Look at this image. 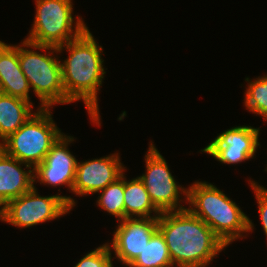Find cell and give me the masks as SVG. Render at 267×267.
I'll return each mask as SVG.
<instances>
[{"instance_id": "1", "label": "cell", "mask_w": 267, "mask_h": 267, "mask_svg": "<svg viewBox=\"0 0 267 267\" xmlns=\"http://www.w3.org/2000/svg\"><path fill=\"white\" fill-rule=\"evenodd\" d=\"M87 28L77 38L57 47L60 54L69 52L61 63L62 83L66 93V103L82 100L92 123L101 125L98 92L107 69L102 58L103 48L99 46Z\"/></svg>"}, {"instance_id": "2", "label": "cell", "mask_w": 267, "mask_h": 267, "mask_svg": "<svg viewBox=\"0 0 267 267\" xmlns=\"http://www.w3.org/2000/svg\"><path fill=\"white\" fill-rule=\"evenodd\" d=\"M158 230L174 267H207L227 247L200 218L186 209L162 212Z\"/></svg>"}, {"instance_id": "3", "label": "cell", "mask_w": 267, "mask_h": 267, "mask_svg": "<svg viewBox=\"0 0 267 267\" xmlns=\"http://www.w3.org/2000/svg\"><path fill=\"white\" fill-rule=\"evenodd\" d=\"M185 201L189 203L187 209L208 225L226 246L254 229L252 220L240 206L212 183L195 181L187 188Z\"/></svg>"}, {"instance_id": "4", "label": "cell", "mask_w": 267, "mask_h": 267, "mask_svg": "<svg viewBox=\"0 0 267 267\" xmlns=\"http://www.w3.org/2000/svg\"><path fill=\"white\" fill-rule=\"evenodd\" d=\"M34 49L47 52L42 54ZM54 53H58L57 47L35 45L25 40L21 42V45H18L21 70L27 78L30 88L41 102L38 110L51 109L55 104H66L61 60H59L58 55H53Z\"/></svg>"}, {"instance_id": "5", "label": "cell", "mask_w": 267, "mask_h": 267, "mask_svg": "<svg viewBox=\"0 0 267 267\" xmlns=\"http://www.w3.org/2000/svg\"><path fill=\"white\" fill-rule=\"evenodd\" d=\"M50 108L37 109L29 119L1 144L9 156L35 168L44 161L52 145L63 134L52 118Z\"/></svg>"}, {"instance_id": "6", "label": "cell", "mask_w": 267, "mask_h": 267, "mask_svg": "<svg viewBox=\"0 0 267 267\" xmlns=\"http://www.w3.org/2000/svg\"><path fill=\"white\" fill-rule=\"evenodd\" d=\"M35 5L32 29L24 39L29 43L59 47L88 28L82 17L74 20L72 0H35Z\"/></svg>"}, {"instance_id": "7", "label": "cell", "mask_w": 267, "mask_h": 267, "mask_svg": "<svg viewBox=\"0 0 267 267\" xmlns=\"http://www.w3.org/2000/svg\"><path fill=\"white\" fill-rule=\"evenodd\" d=\"M75 199L56 194L41 196L36 186L16 199L10 200L0 209V220L18 228L56 220L75 207Z\"/></svg>"}, {"instance_id": "8", "label": "cell", "mask_w": 267, "mask_h": 267, "mask_svg": "<svg viewBox=\"0 0 267 267\" xmlns=\"http://www.w3.org/2000/svg\"><path fill=\"white\" fill-rule=\"evenodd\" d=\"M144 158L146 170L138 178L143 182L155 207L161 213L186 209L180 202H183L182 194L187 199V189L177 184L165 158L153 142H150Z\"/></svg>"}, {"instance_id": "9", "label": "cell", "mask_w": 267, "mask_h": 267, "mask_svg": "<svg viewBox=\"0 0 267 267\" xmlns=\"http://www.w3.org/2000/svg\"><path fill=\"white\" fill-rule=\"evenodd\" d=\"M260 128L236 126L225 130L201 152L207 153L223 164H239L254 158L260 146Z\"/></svg>"}, {"instance_id": "10", "label": "cell", "mask_w": 267, "mask_h": 267, "mask_svg": "<svg viewBox=\"0 0 267 267\" xmlns=\"http://www.w3.org/2000/svg\"><path fill=\"white\" fill-rule=\"evenodd\" d=\"M73 141V136L64 133L58 138L44 161L34 168V182L38 181L40 184L55 188L66 185L72 192L78 162L68 148Z\"/></svg>"}, {"instance_id": "11", "label": "cell", "mask_w": 267, "mask_h": 267, "mask_svg": "<svg viewBox=\"0 0 267 267\" xmlns=\"http://www.w3.org/2000/svg\"><path fill=\"white\" fill-rule=\"evenodd\" d=\"M158 219L159 217L124 218L118 222L108 246L120 263L127 267L139 256L158 230Z\"/></svg>"}, {"instance_id": "12", "label": "cell", "mask_w": 267, "mask_h": 267, "mask_svg": "<svg viewBox=\"0 0 267 267\" xmlns=\"http://www.w3.org/2000/svg\"><path fill=\"white\" fill-rule=\"evenodd\" d=\"M118 154L77 162L72 193L77 196L95 194L120 178L126 167Z\"/></svg>"}, {"instance_id": "13", "label": "cell", "mask_w": 267, "mask_h": 267, "mask_svg": "<svg viewBox=\"0 0 267 267\" xmlns=\"http://www.w3.org/2000/svg\"><path fill=\"white\" fill-rule=\"evenodd\" d=\"M34 184V168L0 148V209L10 200L27 193Z\"/></svg>"}, {"instance_id": "14", "label": "cell", "mask_w": 267, "mask_h": 267, "mask_svg": "<svg viewBox=\"0 0 267 267\" xmlns=\"http://www.w3.org/2000/svg\"><path fill=\"white\" fill-rule=\"evenodd\" d=\"M30 85L21 70L18 45L0 40V92L30 102Z\"/></svg>"}, {"instance_id": "15", "label": "cell", "mask_w": 267, "mask_h": 267, "mask_svg": "<svg viewBox=\"0 0 267 267\" xmlns=\"http://www.w3.org/2000/svg\"><path fill=\"white\" fill-rule=\"evenodd\" d=\"M30 102L0 92V144L33 114Z\"/></svg>"}, {"instance_id": "16", "label": "cell", "mask_w": 267, "mask_h": 267, "mask_svg": "<svg viewBox=\"0 0 267 267\" xmlns=\"http://www.w3.org/2000/svg\"><path fill=\"white\" fill-rule=\"evenodd\" d=\"M124 176V218H153L161 212L151 201L149 194L138 178L127 181ZM153 213V215L151 214ZM152 215V216H151Z\"/></svg>"}, {"instance_id": "17", "label": "cell", "mask_w": 267, "mask_h": 267, "mask_svg": "<svg viewBox=\"0 0 267 267\" xmlns=\"http://www.w3.org/2000/svg\"><path fill=\"white\" fill-rule=\"evenodd\" d=\"M128 267H173L165 238L159 230Z\"/></svg>"}, {"instance_id": "18", "label": "cell", "mask_w": 267, "mask_h": 267, "mask_svg": "<svg viewBox=\"0 0 267 267\" xmlns=\"http://www.w3.org/2000/svg\"><path fill=\"white\" fill-rule=\"evenodd\" d=\"M124 175L125 173L115 182L100 190L96 202L97 206L113 215L118 221L124 219Z\"/></svg>"}, {"instance_id": "19", "label": "cell", "mask_w": 267, "mask_h": 267, "mask_svg": "<svg viewBox=\"0 0 267 267\" xmlns=\"http://www.w3.org/2000/svg\"><path fill=\"white\" fill-rule=\"evenodd\" d=\"M248 87L245 90L244 105L246 110L263 117L267 121V75L258 77L254 81L245 78Z\"/></svg>"}, {"instance_id": "20", "label": "cell", "mask_w": 267, "mask_h": 267, "mask_svg": "<svg viewBox=\"0 0 267 267\" xmlns=\"http://www.w3.org/2000/svg\"><path fill=\"white\" fill-rule=\"evenodd\" d=\"M113 258L108 243H105L84 255L74 267H114Z\"/></svg>"}, {"instance_id": "21", "label": "cell", "mask_w": 267, "mask_h": 267, "mask_svg": "<svg viewBox=\"0 0 267 267\" xmlns=\"http://www.w3.org/2000/svg\"><path fill=\"white\" fill-rule=\"evenodd\" d=\"M250 187L253 189L255 193V197L258 203V212L259 217L261 219V224L263 231L267 237V189L263 186H260L258 182L248 180Z\"/></svg>"}]
</instances>
